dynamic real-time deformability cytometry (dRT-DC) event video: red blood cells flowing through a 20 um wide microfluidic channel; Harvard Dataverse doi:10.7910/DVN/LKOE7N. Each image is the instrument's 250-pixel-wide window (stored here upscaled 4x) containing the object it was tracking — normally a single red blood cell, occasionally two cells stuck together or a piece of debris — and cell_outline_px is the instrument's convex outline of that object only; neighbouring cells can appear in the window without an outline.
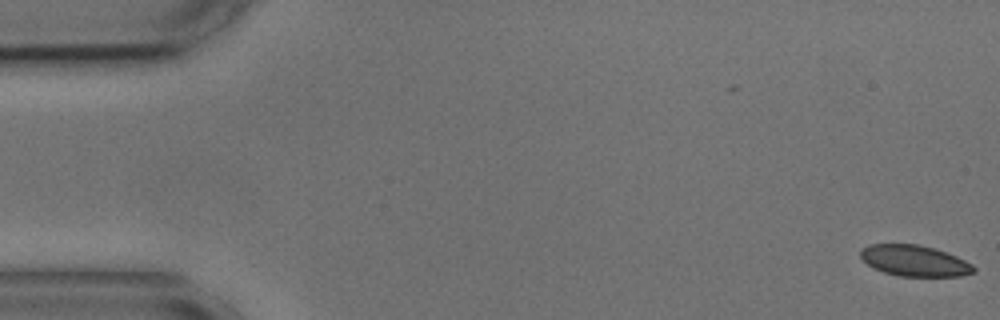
{"species": "common noctule bat (a hibernating species)", "species_latin": "Nyctalus noctula", "temperature_condition": "cold", "stored_images_in_passage": 55, "camera_frame_rate_fps": 3000, "um_per_image_px": 0.085, "animal": {"sex": "male", "body_mass_g": 17.9, "forearm_length_mm": 54.2}, "frame": {"image": 1, "passage_image": 1, "time_ms": 0.0, "image_size_px": [1000, 320], "cell_outline_px": [[976, 272], [960, 276], [900, 276], [884, 272], [872, 268], [860, 256], [860, 248], [868, 244], [916, 244], [936, 248], [956, 256], [972, 264], [976, 268]], "centroid_in_image_um": [77.73, 22.15], "position_along_channel_um": 7.3, "area_um2": 20.58}}
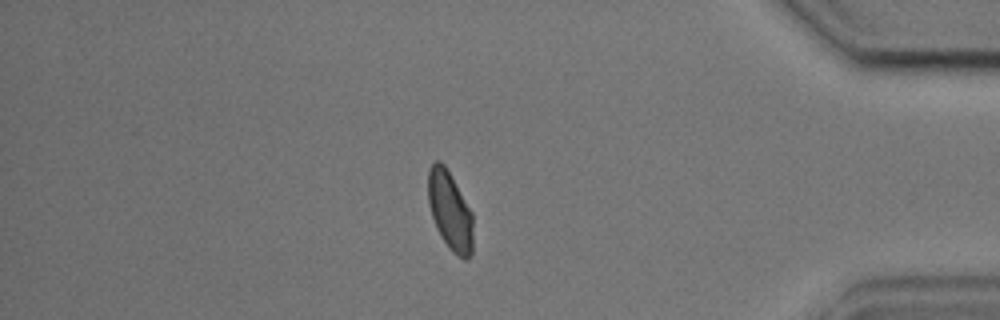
{"frame": {"image": 2, "passage_image": 47, "time_ms": 15.333, "image_size_px": [1000, 320], "cell_outline_px": [[472, 252], [468, 260], [464, 260], [452, 252], [448, 248], [436, 228], [428, 204], [428, 172], [432, 164], [436, 160], [440, 160], [444, 164], [472, 212]], "centroid_in_image_um": [38.24, 17.95], "position_along_channel_um": 397.0, "area_um2": 20.58}}
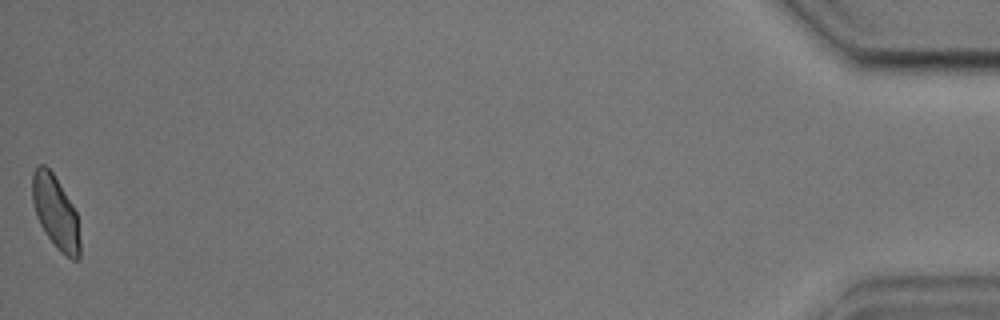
{"frame": {"image": 3, "passage_image": 55, "time_ms": 18.0, "image_size_px": [1000, 320], "cell_outline_px": [[80, 256], [76, 260], [72, 260], [60, 252], [56, 248], [44, 232], [36, 216], [32, 200], [32, 172], [40, 164], [44, 164], [52, 172], [72, 204], [76, 212], [80, 240]], "centroid_in_image_um": [4.72, 18.07], "position_along_channel_um": 430.5, "area_um2": 20.29}, "authors_computed_cell_mechanics": {"area_um2": 21.5016, "velocity_mm_per_s": 3.6136, "shape_relaxation_time_tau1_ms": 3.5945, "shape_relaxation_time_tau2_ms": 1.055, "deformation_change_tau1": 0.078, "deformation_change_tau2": 0.0374}}